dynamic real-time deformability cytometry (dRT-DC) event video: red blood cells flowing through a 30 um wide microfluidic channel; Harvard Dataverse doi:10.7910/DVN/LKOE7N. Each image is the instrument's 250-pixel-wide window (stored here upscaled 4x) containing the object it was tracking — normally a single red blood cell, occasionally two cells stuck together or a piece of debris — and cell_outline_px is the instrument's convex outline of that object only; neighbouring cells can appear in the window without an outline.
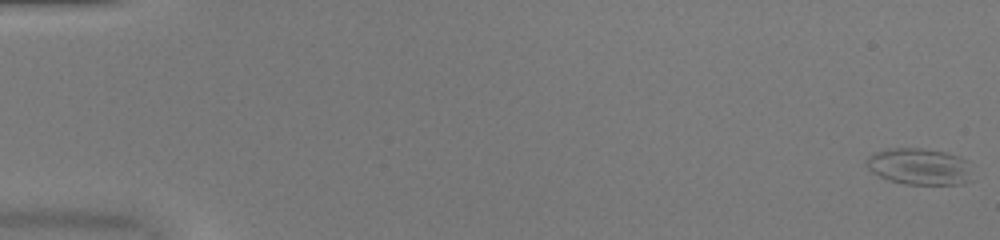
{"species": "common noctule bat (a hibernating species)", "species_latin": "Nyctalus noctula", "temperature_condition": "warm", "stored_images_in_passage": 53, "camera_frame_rate_fps": 3000, "um_per_image_px": 0.085, "animal": {"sex": "female", "body_mass_g": 20.0, "forearm_length_mm": 54.0}, "frame": {"image": 1, "passage_image": 1, "time_ms": 0.0, "image_size_px": [1000, 240], "cell_outline_px": [[972, 180], [960, 184], [904, 184], [888, 180], [872, 172], [868, 168], [864, 160], [872, 152], [888, 148], [920, 148], [944, 152], [960, 156], [964, 160]], "centroid_in_image_um": [78.06, 14.15], "position_along_channel_um": 6.9, "area_um2": 22.48}}
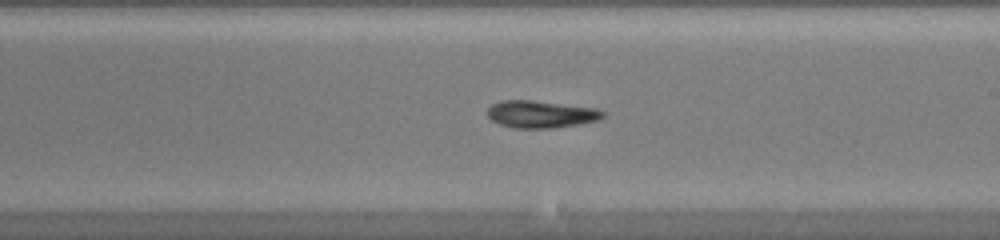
{"frame": {"image": 2, "passage_image": 32, "time_ms": 10.333, "image_size_px": [1000, 240], "cell_outline_px": [[604, 116], [600, 120], [552, 128], [516, 128], [500, 124], [492, 120], [488, 116], [488, 108], [492, 104], [500, 100], [532, 100], [596, 108], [604, 112]], "centroid_in_image_um": [45.97, 9.7], "position_along_channel_um": 243.0, "area_um2": 18.21}}
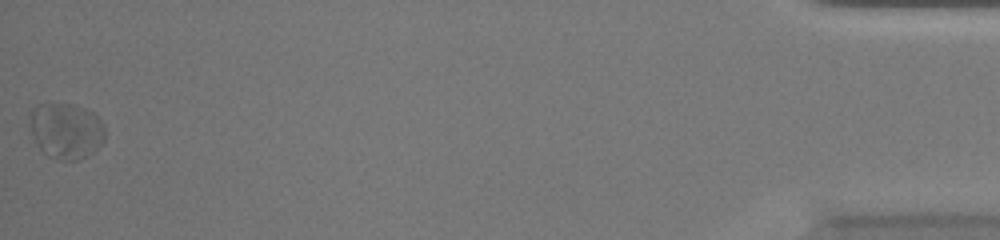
{"frame": {"image": 3, "passage_image": 53, "time_ms": 17.333, "image_size_px": [1000, 240], "cell_outline_px": [[104, 140], [88, 156], [80, 160], [56, 160], [48, 156], [36, 144], [32, 132], [32, 108], [40, 104], [72, 104], [84, 108], [92, 112], [104, 124]], "centroid_in_image_um": [5.64, 11.13], "position_along_channel_um": 429.6, "area_um2": 24.16}, "authors_computed_cell_mechanics": {"area_um2": 18.6694, "velocity_mm_per_s": 3.9814, "shape_relaxation_time_tau1_ms": 1.3037, "shape_relaxation_time_tau2_ms": null, "deformation_change_tau1": 0.1044, "deformation_change_tau2": null}}